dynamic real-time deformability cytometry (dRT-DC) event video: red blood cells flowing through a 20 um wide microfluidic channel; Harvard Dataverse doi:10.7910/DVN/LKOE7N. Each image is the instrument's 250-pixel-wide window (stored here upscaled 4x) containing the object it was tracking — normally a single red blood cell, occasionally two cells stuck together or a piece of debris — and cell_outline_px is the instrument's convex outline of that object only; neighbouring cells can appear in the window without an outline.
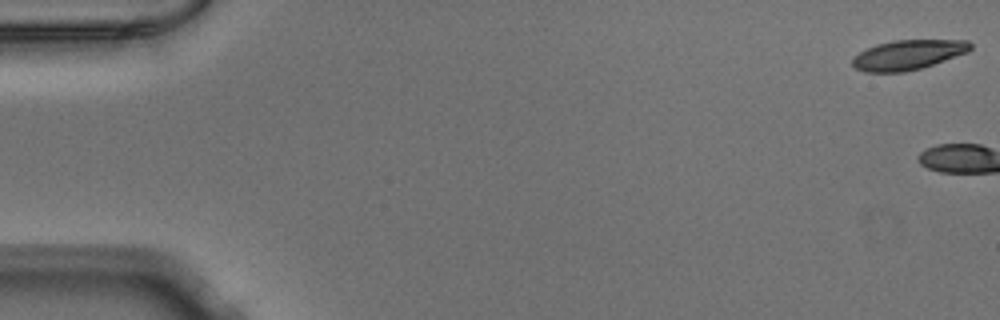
{"species": "Egyptian fruit bat (a non-hibernating species)", "species_latin": "Rousettus aegyptiacus", "temperature_condition": "warm", "stored_images_in_passage": 3, "camera_frame_rate_fps": 3000, "um_per_image_px": 0.085, "animal": {"sex": "male"}, "frame": {"image": 1, "passage_image": 1, "time_ms": 0.0, "image_size_px": [1000, 320], "cell_outline_px": [[972, 48], [968, 52], [920, 68], [904, 72], [864, 72], [856, 68], [852, 64], [852, 60], [860, 52], [876, 44], [892, 40], [968, 40], [972, 44]], "centroid_in_image_um": [77.19, 4.65], "position_along_channel_um": 7.8, "area_um2": 20.29}}